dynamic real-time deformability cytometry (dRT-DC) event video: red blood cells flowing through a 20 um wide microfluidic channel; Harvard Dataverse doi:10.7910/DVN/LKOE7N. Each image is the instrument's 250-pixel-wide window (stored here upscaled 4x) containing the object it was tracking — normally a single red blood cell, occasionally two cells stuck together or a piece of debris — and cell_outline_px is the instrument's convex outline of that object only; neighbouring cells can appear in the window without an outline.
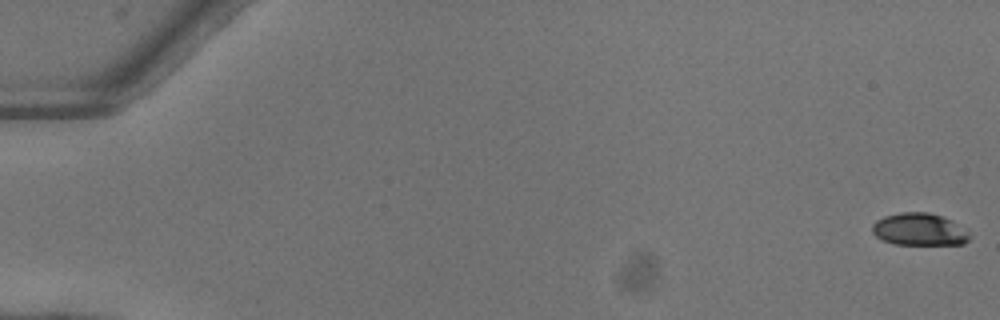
{"species": "common noctule bat (a hibernating species)", "species_latin": "Nyctalus noctula", "temperature_condition": "warm", "stored_images_in_passage": 52, "camera_frame_rate_fps": 3000, "um_per_image_px": 0.085, "animal": {"sex": "female"}, "frame": {"image": 1, "passage_image": 1, "time_ms": 0.0, "image_size_px": [1000, 320], "cell_outline_px": [[972, 236], [964, 244], [892, 244], [876, 236], [872, 232], [872, 224], [876, 220], [884, 216], [904, 212], [928, 212], [944, 216], [968, 232]], "centroid_in_image_um": [78.13, 19.5], "position_along_channel_um": 6.9, "area_um2": 18.26}}
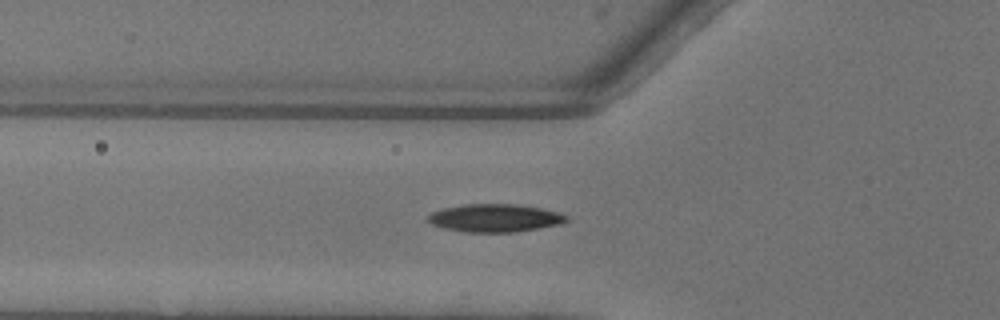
{"frame": {"image": 2, "passage_image": 20, "time_ms": 6.333, "image_size_px": [1000, 320], "cell_outline_px": [[568, 220], [560, 224], [512, 232], [464, 232], [444, 228], [432, 224], [424, 220], [432, 212], [444, 208], [464, 204], [516, 204], [540, 208], [560, 212], [568, 216]], "centroid_in_image_um": [42.04, 18.52], "position_along_channel_um": 83.8, "area_um2": 22.48}}
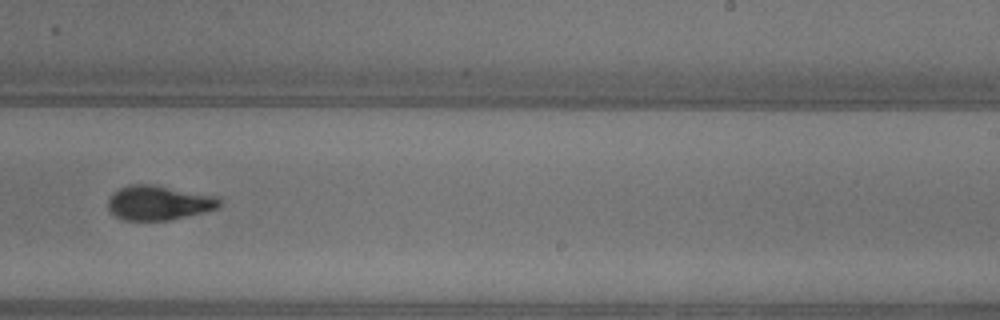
{"frame": {"image": 3, "passage_image": 34, "time_ms": 11.0, "image_size_px": [1000, 320], "cell_outline_px": [[220, 204], [216, 208], [172, 220], [124, 220], [116, 216], [108, 208], [108, 200], [120, 188], [132, 184], [156, 184], [216, 196], [220, 200]], "centroid_in_image_um": [13.49, 17.23], "position_along_channel_um": 275.5, "area_um2": 22.2}, "authors_computed_cell_mechanics": {"area_um2": 21.5305, "velocity_mm_per_s": 4.0968, "shape_relaxation_time_tau1_ms": 4.0305, "shape_relaxation_time_tau2_ms": 2.0139, "deformation_change_tau1": 0.1673, "deformation_change_tau2": 0.072}}